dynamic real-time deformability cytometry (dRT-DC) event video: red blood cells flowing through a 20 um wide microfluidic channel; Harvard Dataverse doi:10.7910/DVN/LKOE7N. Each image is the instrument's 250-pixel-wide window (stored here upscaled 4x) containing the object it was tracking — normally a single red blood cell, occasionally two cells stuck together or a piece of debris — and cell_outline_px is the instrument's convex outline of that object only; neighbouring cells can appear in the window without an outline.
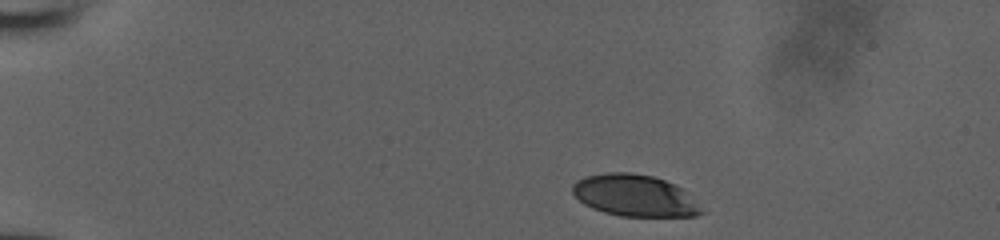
{"species": "human", "species_latin": "Homo sapiens", "temperature_condition": "room temperature", "stored_images_in_passage": 17, "camera_frame_rate_fps": 3000, "um_per_image_px": 0.085, "donor": {"sex": "male"}, "frame": {"image": 1, "passage_image": 1, "time_ms": 0.0, "image_size_px": [1000, 240], "cell_outline_px": [[704, 212], [696, 216], [620, 216], [604, 212], [592, 208], [584, 204], [572, 192], [572, 184], [576, 180], [584, 176], [604, 172], [632, 172], [652, 176], [664, 180], [680, 188]], "centroid_in_image_um": [53.86, 16.61], "position_along_channel_um": 31.1, "area_um2": 30.98}}
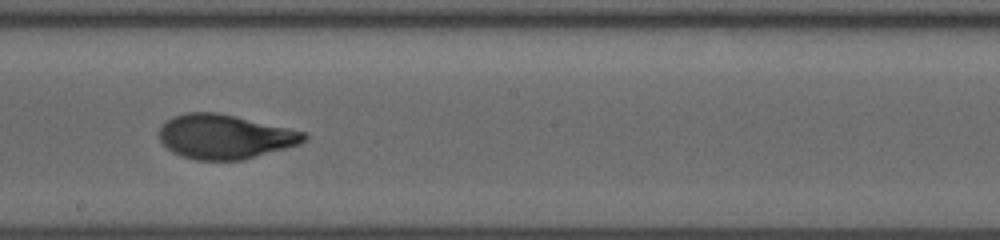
{"frame": {"image": 2, "passage_image": 8, "time_ms": 2.333, "image_size_px": [1000, 240], "cell_outline_px": [[308, 136], [300, 144], [244, 160], [196, 160], [172, 152], [160, 140], [160, 124], [164, 120], [172, 116], [188, 112], [216, 112], [288, 128], [304, 132]], "centroid_in_image_um": [19.08, 11.61], "position_along_channel_um": 229.1, "area_um2": 37.28}}
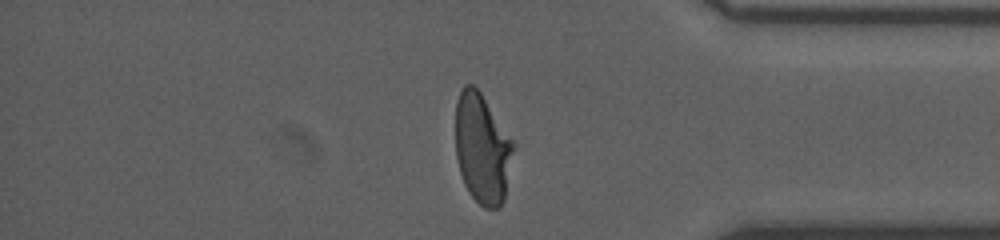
{"frame": {"image": 3, "passage_image": 15, "time_ms": 4.667, "image_size_px": [1000, 240], "cell_outline_px": [[516, 148], [504, 200], [500, 208], [484, 208], [468, 192], [464, 184], [460, 172], [456, 156], [456, 100], [464, 84], [472, 84], [480, 92], [516, 144]], "centroid_in_image_um": [41.02, 12.65], "position_along_channel_um": 394.2, "area_um2": 37.51}}